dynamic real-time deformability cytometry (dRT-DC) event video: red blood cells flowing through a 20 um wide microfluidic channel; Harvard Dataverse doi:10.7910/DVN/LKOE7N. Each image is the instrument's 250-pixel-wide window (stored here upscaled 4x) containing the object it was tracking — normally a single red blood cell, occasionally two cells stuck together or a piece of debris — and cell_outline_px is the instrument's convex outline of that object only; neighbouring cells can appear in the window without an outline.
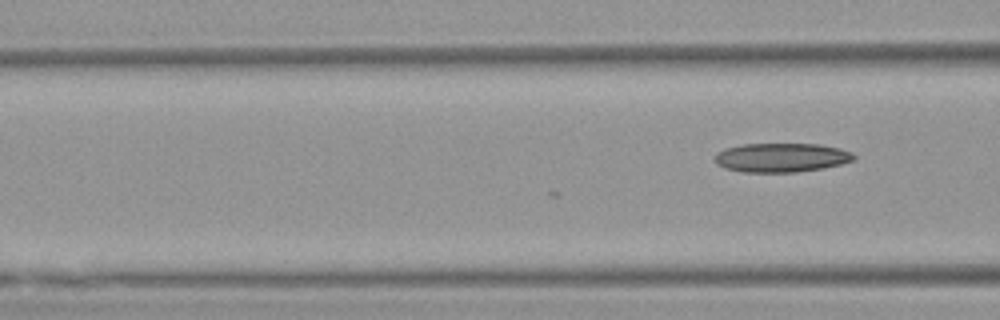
{"species": "Egyptian fruit bat (a non-hibernating species)", "species_latin": "Rousettus aegyptiacus", "temperature_condition": "warm", "stored_images_in_passage": 10, "camera_frame_rate_fps": 3000, "um_per_image_px": 0.085, "animal": {"sex": "female"}, "frame": {"image": 1, "passage_image": 10, "time_ms": 3.0, "image_size_px": [1000, 320], "cell_outline_px": [[856, 160], [824, 168], [796, 172], [744, 172], [724, 168], [716, 164], [712, 156], [716, 152], [724, 148], [740, 144], [820, 144], [840, 148], [852, 152], [856, 156]], "centroid_in_image_um": [66.39, 13.39], "position_along_channel_um": 100.2, "area_um2": 23.93}}